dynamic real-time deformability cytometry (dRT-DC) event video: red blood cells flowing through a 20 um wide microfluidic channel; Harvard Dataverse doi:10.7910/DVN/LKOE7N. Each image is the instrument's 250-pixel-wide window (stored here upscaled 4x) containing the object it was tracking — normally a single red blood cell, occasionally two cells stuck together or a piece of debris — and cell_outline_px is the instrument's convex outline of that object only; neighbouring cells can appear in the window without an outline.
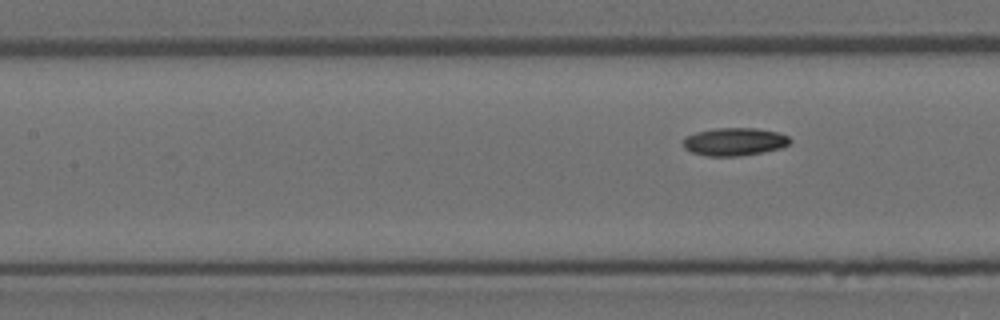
{"species": "Egyptian fruit bat (a non-hibernating species)", "species_latin": "Rousettus aegyptiacus", "temperature_condition": "room temperature", "stored_images_in_passage": 7, "segment_of_instrument_passage": [2, 2], "camera_frame_rate_fps": 3000, "um_per_image_px": 0.085, "animal": {"sex": "female"}, "frame": {"image": 1, "passage_image": 7, "time_ms": 2.0, "image_size_px": [1000, 320], "cell_outline_px": [[792, 140], [788, 144], [780, 148], [740, 156], [708, 156], [692, 152], [684, 148], [684, 140], [688, 136], [696, 132], [716, 128], [756, 128], [776, 132], [788, 136]], "centroid_in_image_um": [62.43, 12.04], "position_along_channel_um": 145.0, "area_um2": 17.11}}